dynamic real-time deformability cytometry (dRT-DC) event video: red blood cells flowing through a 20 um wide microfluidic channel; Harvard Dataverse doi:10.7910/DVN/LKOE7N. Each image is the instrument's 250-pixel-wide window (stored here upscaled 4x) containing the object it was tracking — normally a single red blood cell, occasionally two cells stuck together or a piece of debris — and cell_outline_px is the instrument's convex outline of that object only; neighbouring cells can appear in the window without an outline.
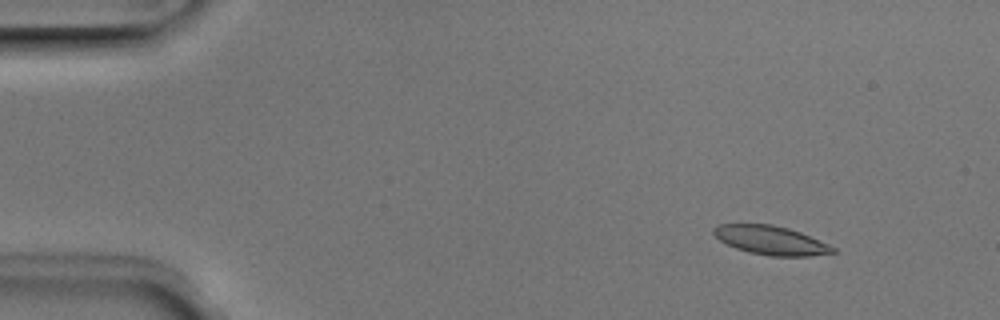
{"species": "Egyptian fruit bat (a non-hibernating species)", "species_latin": "Rousettus aegyptiacus", "temperature_condition": "room temperature", "stored_images_in_passage": 44, "camera_frame_rate_fps": 3000, "um_per_image_px": 0.085, "animal": {"sex": "male"}, "frame": {"image": 1, "passage_image": 1, "time_ms": 0.0, "image_size_px": [1000, 320], "cell_outline_px": [[836, 252], [812, 256], [768, 256], [748, 252], [736, 248], [720, 240], [712, 232], [712, 228], [720, 224], [772, 224], [788, 228], [800, 232], [828, 244], [836, 248]], "centroid_in_image_um": [65.52, 20.43], "position_along_channel_um": 19.5, "area_um2": 20.0}}
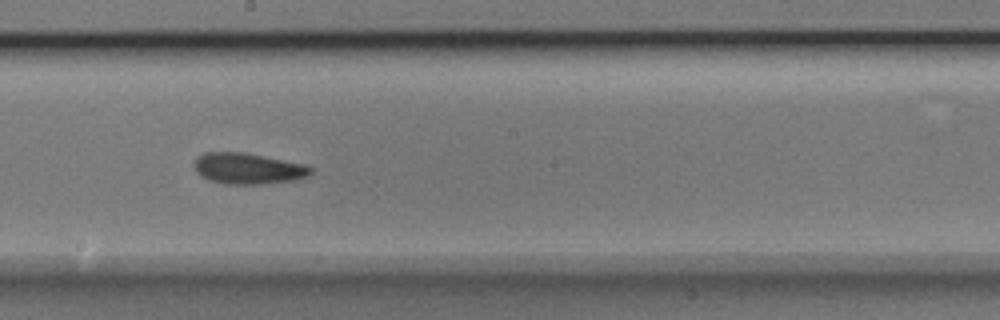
{"frame": {"image": 2, "passage_image": 24, "time_ms": 7.667, "image_size_px": [1000, 320], "cell_outline_px": [[312, 172], [308, 176], [296, 180], [260, 184], [224, 184], [208, 180], [200, 176], [196, 172], [192, 164], [196, 156], [204, 152], [244, 152], [304, 164], [312, 168]], "centroid_in_image_um": [21.02, 14.32], "position_along_channel_um": 227.2, "area_um2": 21.33}}
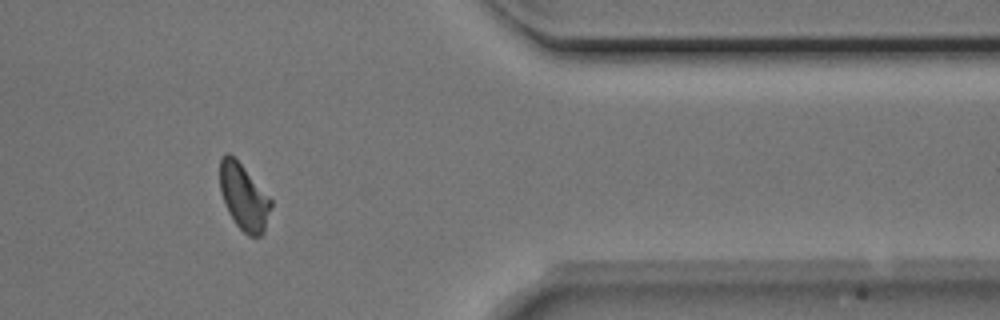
{"frame": {"image": 3, "passage_image": 38, "time_ms": 12.333, "image_size_px": [1000, 320], "cell_outline_px": [[272, 204], [264, 232], [260, 236], [248, 236], [236, 224], [228, 212], [224, 204], [220, 188], [220, 160], [224, 152], [228, 152], [240, 164], [272, 200]], "centroid_in_image_um": [20.71, 16.77], "position_along_channel_um": 390.7, "area_um2": 19.36}}